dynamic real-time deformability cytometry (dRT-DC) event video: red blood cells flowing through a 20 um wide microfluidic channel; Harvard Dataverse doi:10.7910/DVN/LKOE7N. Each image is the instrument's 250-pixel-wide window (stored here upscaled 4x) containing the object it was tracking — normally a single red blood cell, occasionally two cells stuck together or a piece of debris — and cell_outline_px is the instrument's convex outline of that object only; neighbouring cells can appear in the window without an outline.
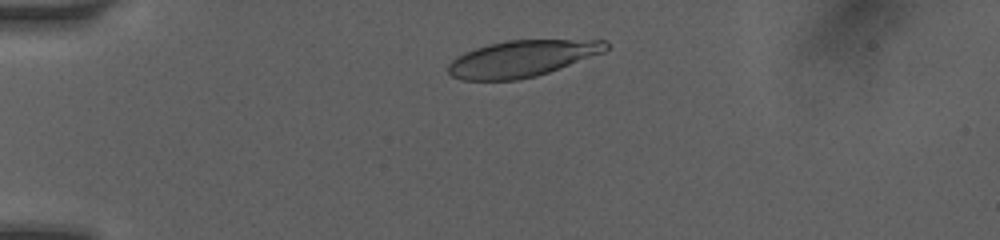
{"species": "human", "species_latin": "Homo sapiens", "temperature_condition": "room temperature", "stored_images_in_passage": 3, "camera_frame_rate_fps": 3000, "um_per_image_px": 0.085, "donor": {"sex": "female"}, "frame": {"image": 1, "passage_image": 2, "time_ms": 1.333, "image_size_px": [1000, 240], "cell_outline_px": [[608, 48], [604, 52], [548, 72], [536, 76], [516, 80], [460, 80], [452, 76], [448, 72], [448, 64], [456, 56], [464, 52], [488, 44], [508, 40], [608, 40]], "centroid_in_image_um": [44.34, 4.98], "position_along_channel_um": 40.7, "area_um2": 33.35}}